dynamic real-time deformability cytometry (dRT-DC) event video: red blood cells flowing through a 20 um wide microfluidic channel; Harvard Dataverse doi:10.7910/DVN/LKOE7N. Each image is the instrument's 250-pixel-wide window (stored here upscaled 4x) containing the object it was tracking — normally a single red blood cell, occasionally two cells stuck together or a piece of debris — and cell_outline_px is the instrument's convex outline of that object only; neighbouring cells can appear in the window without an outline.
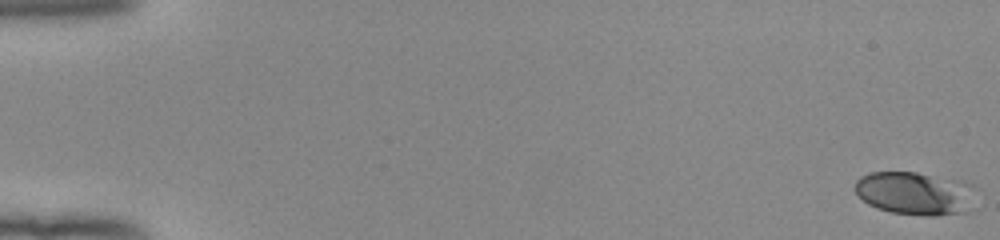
{"species": "human", "species_latin": "Homo sapiens", "temperature_condition": "room temperature", "stored_images_in_passage": 53, "camera_frame_rate_fps": 3000, "um_per_image_px": 0.085, "donor": {"sex": "female"}, "frame": {"image": 1, "passage_image": 1, "time_ms": 0.0, "image_size_px": [1000, 240], "cell_outline_px": [[964, 212], [936, 216], [924, 216], [892, 212], [876, 208], [868, 204], [856, 192], [856, 180], [860, 176], [868, 172], [916, 172], [928, 176], [948, 192], [952, 196]], "centroid_in_image_um": [77.02, 16.48], "position_along_channel_um": 8.0, "area_um2": 25.03}}
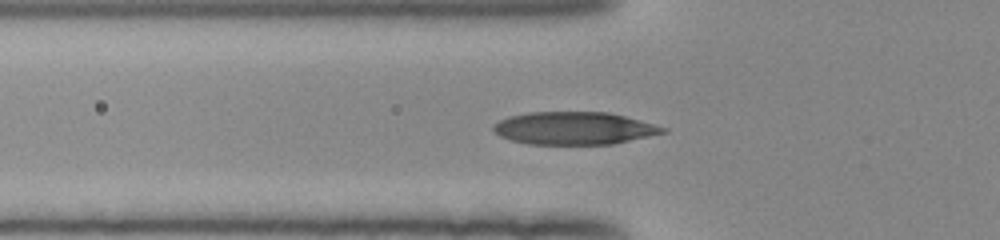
{"frame": {"image": 2, "passage_image": 20, "time_ms": 6.333, "image_size_px": [1000, 240], "cell_outline_px": [[668, 132], [612, 144], [528, 144], [512, 140], [500, 136], [492, 132], [492, 124], [508, 116], [528, 112], [608, 112], [624, 116], [668, 128]], "centroid_in_image_um": [48.76, 10.9], "position_along_channel_um": 77.0, "area_um2": 32.31}}
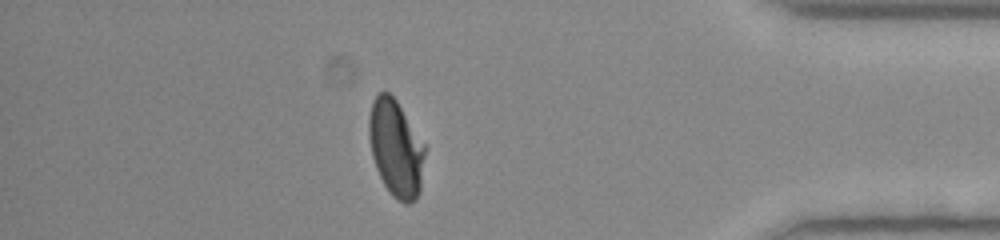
{"frame": {"image": 3, "passage_image": 47, "time_ms": 15.333, "image_size_px": [1000, 240], "cell_outline_px": [[424, 156], [420, 192], [416, 200], [408, 204], [404, 204], [396, 200], [392, 196], [384, 184], [376, 168], [372, 156], [368, 136], [368, 120], [372, 100], [380, 92], [388, 92], [396, 100], [424, 144]], "centroid_in_image_um": [33.63, 12.63], "position_along_channel_um": 401.6, "area_um2": 31.44}, "authors_computed_cell_mechanics": {"area_um2": 31.2698, "velocity_mm_per_s": 3.9761, "shape_relaxation_time_tau1_ms": 3.4822, "shape_relaxation_time_tau2_ms": 0.7832, "deformation_change_tau1": 0.1777, "deformation_change_tau2": 0.0668}}